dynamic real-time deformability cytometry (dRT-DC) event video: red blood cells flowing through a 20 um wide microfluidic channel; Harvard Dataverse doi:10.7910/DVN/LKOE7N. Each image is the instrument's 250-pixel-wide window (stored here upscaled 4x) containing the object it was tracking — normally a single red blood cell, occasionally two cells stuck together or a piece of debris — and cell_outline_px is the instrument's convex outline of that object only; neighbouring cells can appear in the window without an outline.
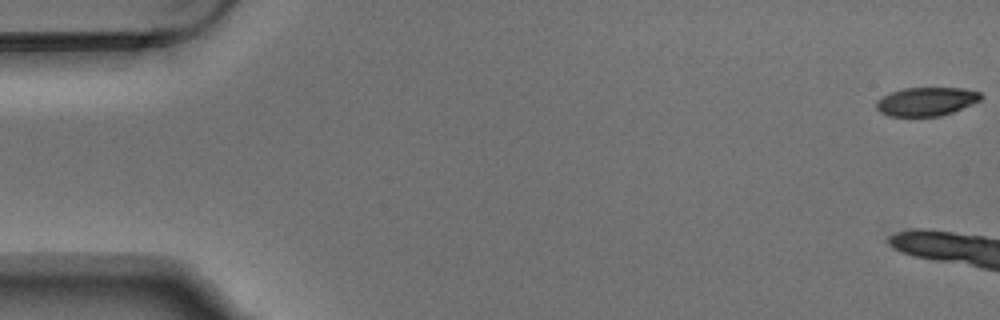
{"species": "Egyptian fruit bat (a non-hibernating species)", "species_latin": "Rousettus aegyptiacus", "temperature_condition": "warm", "stored_images_in_passage": 6, "camera_frame_rate_fps": 3000, "um_per_image_px": 0.085, "animal": {"sex": "male"}, "frame": {"image": 1, "passage_image": 1, "time_ms": 0.0, "image_size_px": [1000, 320], "cell_outline_px": [[984, 96], [980, 100], [972, 104], [952, 112], [940, 116], [888, 116], [880, 112], [876, 108], [876, 100], [892, 92], [904, 88], [964, 88], [980, 92]], "centroid_in_image_um": [78.75, 8.63], "position_along_channel_um": 6.3, "area_um2": 17.4}}